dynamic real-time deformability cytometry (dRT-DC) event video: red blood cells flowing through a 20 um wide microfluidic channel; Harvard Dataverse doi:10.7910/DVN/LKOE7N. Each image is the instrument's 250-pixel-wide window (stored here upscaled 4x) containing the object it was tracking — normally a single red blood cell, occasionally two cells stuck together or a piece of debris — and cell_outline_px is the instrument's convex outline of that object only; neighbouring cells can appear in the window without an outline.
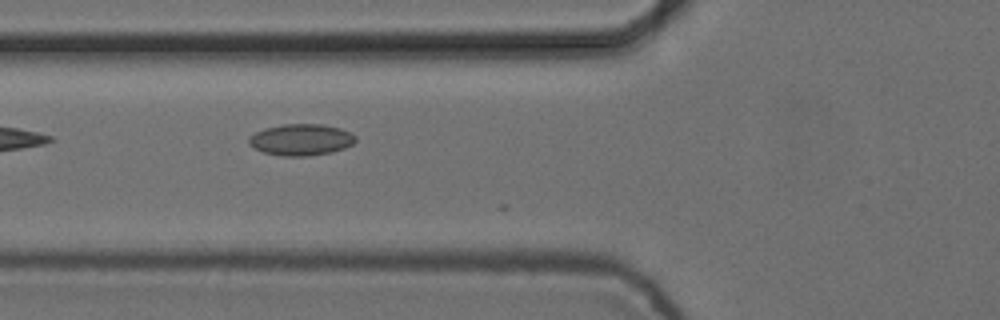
{"species": "common noctule bat (a hibernating species)", "species_latin": "Nyctalus noctula", "temperature_condition": "cold", "stored_images_in_passage": 6, "camera_frame_rate_fps": 3000, "um_per_image_px": 0.085, "animal": {"sex": "female", "body_mass_g": 24.6, "forearm_length_mm": 56.2}, "frame": {"image": 1, "passage_image": 6, "time_ms": 1.667, "image_size_px": [1000, 320], "cell_outline_px": [[356, 140], [352, 144], [344, 148], [332, 152], [308, 156], [280, 156], [264, 152], [248, 144], [248, 136], [264, 128], [284, 124], [324, 124], [340, 128], [356, 136]], "centroid_in_image_um": [25.58, 11.87], "position_along_channel_um": 100.2, "area_um2": 19.59}}